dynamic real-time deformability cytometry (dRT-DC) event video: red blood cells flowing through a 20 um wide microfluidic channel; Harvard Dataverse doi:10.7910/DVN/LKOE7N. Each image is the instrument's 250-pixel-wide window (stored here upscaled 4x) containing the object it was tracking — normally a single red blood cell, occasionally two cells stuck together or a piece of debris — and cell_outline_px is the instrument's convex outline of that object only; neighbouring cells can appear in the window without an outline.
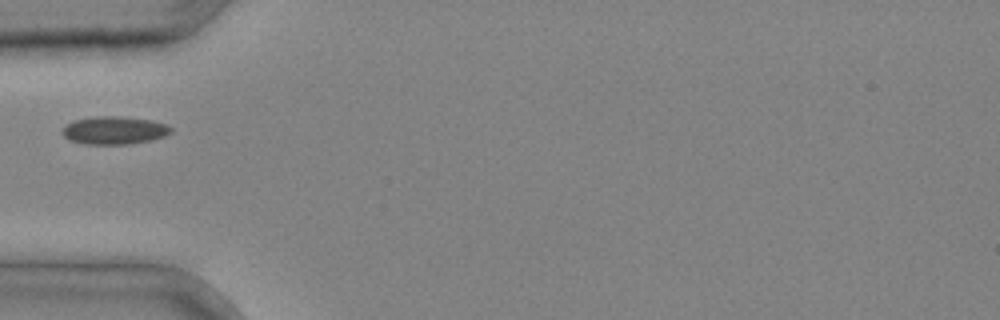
{"species": "common noctule bat (a hibernating species)", "species_latin": "Nyctalus noctula", "temperature_condition": "cold", "stored_images_in_passage": 1, "camera_frame_rate_fps": 3000, "um_per_image_px": 0.085, "animal": {"sex": "male", "body_mass_g": 20.4}, "frame": {"image": 1, "passage_image": 1, "time_ms": 0.0, "image_size_px": [1000, 320], "cell_outline_px": [[172, 132], [164, 136], [152, 140], [128, 144], [84, 144], [68, 140], [60, 132], [68, 124], [76, 120], [96, 116], [120, 116], [148, 120], [164, 124], [172, 128]], "centroid_in_image_um": [9.69, 11.09], "position_along_channel_um": 75.3, "area_um2": 17.51}}